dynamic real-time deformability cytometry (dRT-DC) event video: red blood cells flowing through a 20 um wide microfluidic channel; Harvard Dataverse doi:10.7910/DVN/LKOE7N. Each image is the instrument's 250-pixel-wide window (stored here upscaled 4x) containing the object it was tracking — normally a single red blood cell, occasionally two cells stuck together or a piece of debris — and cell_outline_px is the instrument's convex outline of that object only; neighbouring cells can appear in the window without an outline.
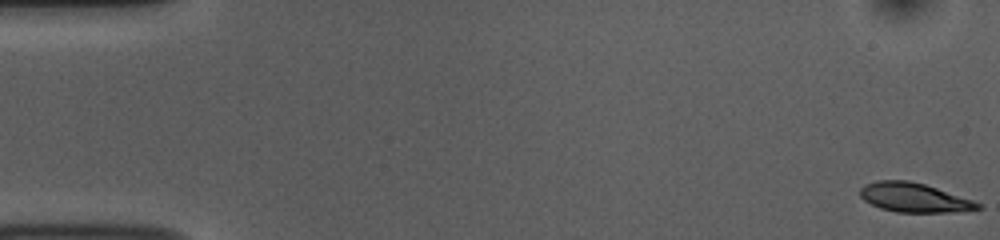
{"species": "common noctule bat (a hibernating species)", "species_latin": "Nyctalus noctula", "temperature_condition": "room temperature", "stored_images_in_passage": 54, "camera_frame_rate_fps": 3000, "um_per_image_px": 0.085, "animal": {"sex": "female", "body_mass_g": 10.0, "forearm_length_mm": 53.1}, "frame": {"image": 1, "passage_image": 1, "time_ms": 0.0, "image_size_px": [1000, 240], "cell_outline_px": [[984, 208], [948, 212], [896, 212], [880, 208], [864, 200], [860, 196], [860, 188], [864, 184], [876, 180], [908, 180], [924, 184], [984, 204]], "centroid_in_image_um": [77.68, 16.79], "position_along_channel_um": 7.3, "area_um2": 19.94}}
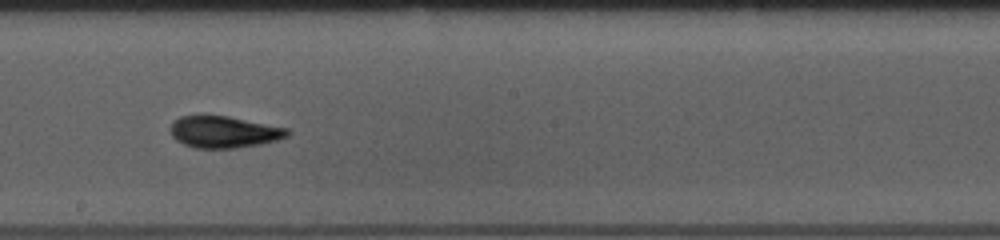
{"frame": {"image": 2, "passage_image": 30, "time_ms": 9.667, "image_size_px": [1000, 240], "cell_outline_px": [[292, 132], [288, 136], [276, 140], [260, 144], [236, 148], [196, 148], [184, 144], [176, 140], [172, 136], [172, 120], [180, 116], [200, 112], [228, 116], [288, 128]], "centroid_in_image_um": [19.0, 11.17], "position_along_channel_um": 229.2, "area_um2": 22.2}}
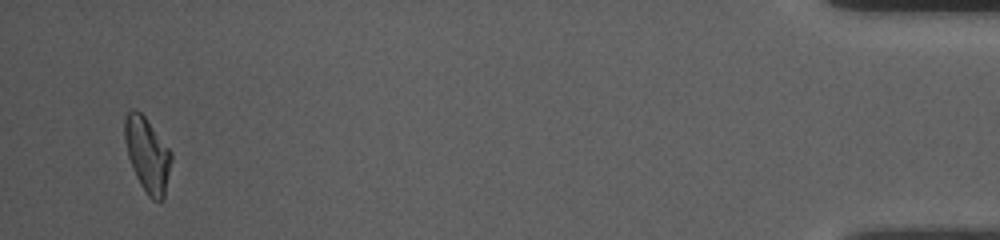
{"frame": {"image": 3, "passage_image": 52, "time_ms": 17.0, "image_size_px": [1000, 240], "cell_outline_px": [[172, 160], [164, 200], [152, 200], [148, 196], [140, 184], [132, 168], [128, 156], [124, 140], [124, 116], [132, 108], [136, 108], [144, 116], [172, 152]], "centroid_in_image_um": [12.52, 13.15], "position_along_channel_um": 422.7, "area_um2": 20.4}, "authors_computed_cell_mechanics": {"area_um2": 20.4901, "velocity_mm_per_s": 3.7356, "shape_relaxation_time_tau1_ms": 3.7545, "shape_relaxation_time_tau2_ms": 3.7706, "deformation_change_tau1": 0.1248, "deformation_change_tau2": 0.0917}}